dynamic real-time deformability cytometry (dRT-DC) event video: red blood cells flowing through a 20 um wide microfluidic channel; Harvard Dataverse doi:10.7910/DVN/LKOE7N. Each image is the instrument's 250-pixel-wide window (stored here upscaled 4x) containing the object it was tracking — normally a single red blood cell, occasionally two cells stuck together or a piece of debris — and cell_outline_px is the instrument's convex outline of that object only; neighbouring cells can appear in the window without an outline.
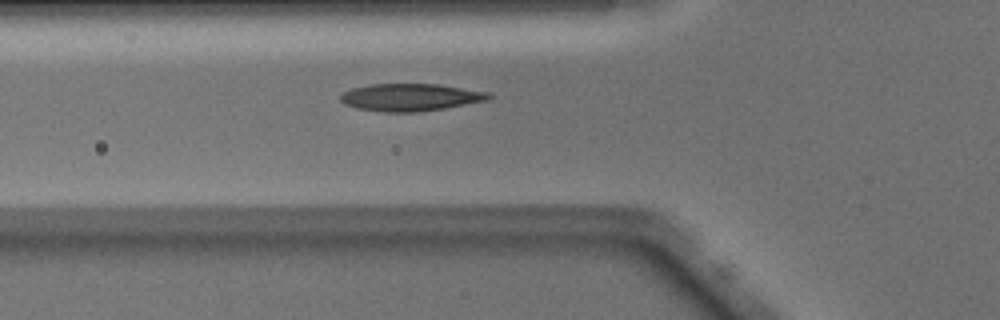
{"species": "Egyptian fruit bat (a non-hibernating species)", "species_latin": "Rousettus aegyptiacus", "temperature_condition": "warm", "stored_images_in_passage": 34, "camera_frame_rate_fps": 3000, "um_per_image_px": 0.085, "animal": {"sex": "male"}, "frame": {"image": 1, "passage_image": 2, "time_ms": 0.333, "image_size_px": [1000, 320], "cell_outline_px": [[492, 96], [488, 100], [444, 108], [420, 112], [380, 112], [356, 108], [344, 104], [340, 100], [340, 96], [344, 92], [352, 88], [368, 84], [436, 84], [488, 92]], "centroid_in_image_um": [34.84, 8.27], "position_along_channel_um": 91.0, "area_um2": 23.64}}
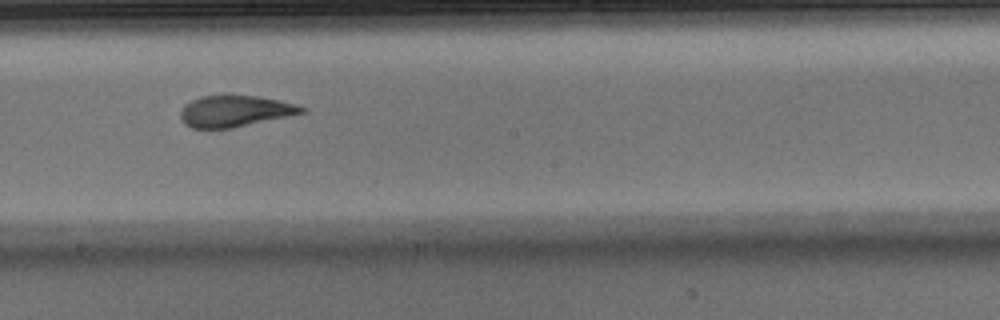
{"frame": {"image": 2, "passage_image": 12, "time_ms": 3.667, "image_size_px": [1000, 320], "cell_outline_px": [[308, 108], [304, 112], [292, 116], [232, 128], [192, 128], [184, 124], [180, 116], [180, 112], [184, 104], [200, 96], [224, 92], [232, 92], [280, 100], [296, 104]], "centroid_in_image_um": [19.97, 9.4], "position_along_channel_um": 228.2, "area_um2": 23.12}}
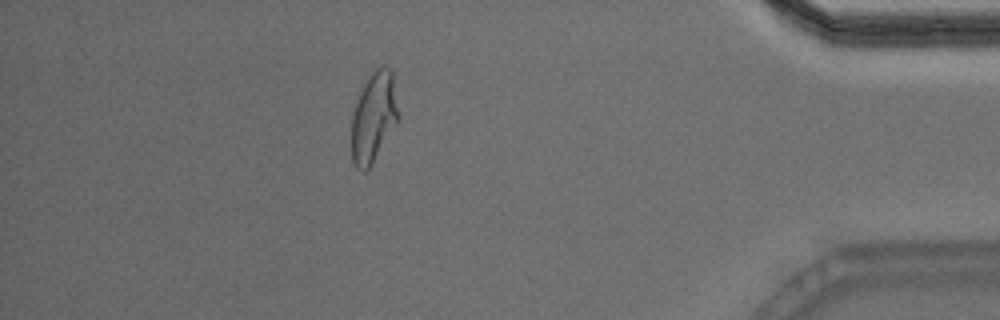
{"frame": {"image": 3, "passage_image": 28, "time_ms": 9.0, "image_size_px": [1000, 320], "cell_outline_px": [[400, 116], [396, 124], [372, 164], [364, 172], [356, 168], [352, 160], [352, 112], [356, 100], [364, 84], [372, 72], [380, 64], [384, 64], [392, 72]], "centroid_in_image_um": [31.77, 9.94], "position_along_channel_um": 403.4, "area_um2": 24.68}}